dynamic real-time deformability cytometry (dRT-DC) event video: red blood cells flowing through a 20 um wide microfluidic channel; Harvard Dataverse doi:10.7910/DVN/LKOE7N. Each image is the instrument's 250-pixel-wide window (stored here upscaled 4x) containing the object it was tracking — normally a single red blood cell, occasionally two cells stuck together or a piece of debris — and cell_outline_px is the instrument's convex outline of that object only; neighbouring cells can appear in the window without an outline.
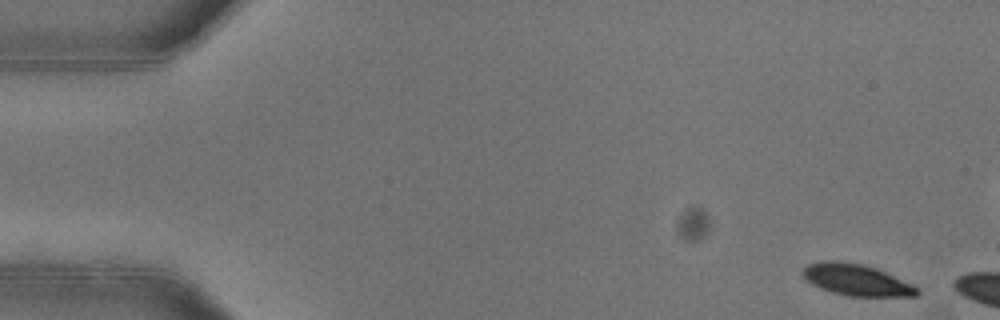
{"species": "common noctule bat (a hibernating species)", "species_latin": "Nyctalus noctula", "temperature_condition": "warm", "stored_images_in_passage": 9, "camera_frame_rate_fps": 3000, "um_per_image_px": 0.085, "animal": {"sex": "female"}, "frame": {"image": 1, "passage_image": 2, "time_ms": 0.333, "image_size_px": [1000, 320], "cell_outline_px": [[920, 292], [916, 296], [848, 296], [832, 292], [820, 288], [804, 280], [804, 268], [808, 264], [820, 260], [840, 260], [864, 264], [876, 268], [912, 284], [920, 288]], "centroid_in_image_um": [72.79, 23.78], "position_along_channel_um": 12.2, "area_um2": 21.1}}